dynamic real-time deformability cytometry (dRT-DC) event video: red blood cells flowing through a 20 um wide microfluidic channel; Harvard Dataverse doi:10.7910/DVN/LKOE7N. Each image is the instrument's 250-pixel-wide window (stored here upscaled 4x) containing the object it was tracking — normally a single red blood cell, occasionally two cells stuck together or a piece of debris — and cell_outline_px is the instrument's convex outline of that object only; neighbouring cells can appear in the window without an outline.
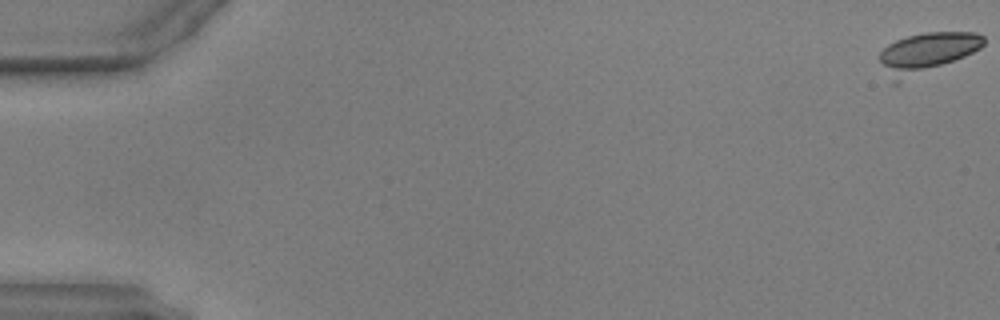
{"species": "common noctule bat (a hibernating species)", "species_latin": "Nyctalus noctula", "temperature_condition": "warm", "stored_images_in_passage": 48, "camera_frame_rate_fps": 3000, "um_per_image_px": 0.085, "animal": {"sex": "male", "body_mass_g": 17.9, "forearm_length_mm": 54.2}, "frame": {"image": 1, "passage_image": 1, "time_ms": 0.0, "image_size_px": [1000, 320], "cell_outline_px": [[984, 44], [980, 48], [964, 56], [900, 84], [892, 84], [880, 60], [880, 52], [888, 44], [896, 40], [908, 36], [924, 32], [976, 32], [984, 36]], "centroid_in_image_um": [78.73, 4.51], "position_along_channel_um": 6.3, "area_um2": 24.39}}
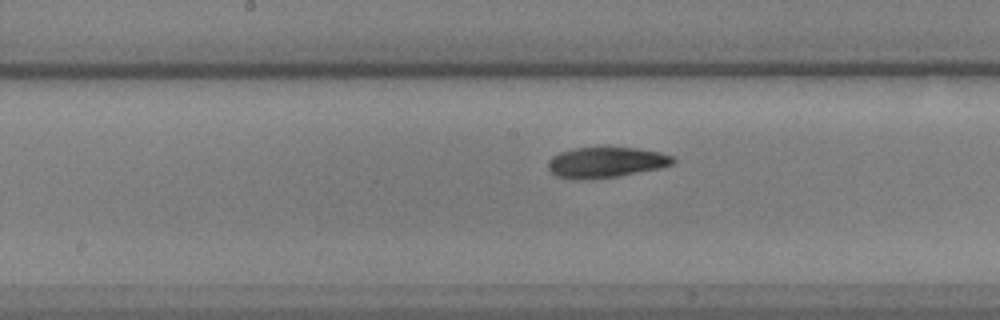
{"frame": {"image": 2, "passage_image": 28, "time_ms": 9.0, "image_size_px": [1000, 320], "cell_outline_px": [[676, 160], [672, 164], [660, 168], [616, 176], [592, 180], [572, 180], [556, 176], [548, 168], [548, 160], [552, 156], [560, 152], [576, 148], [636, 148], [660, 152], [672, 156]], "centroid_in_image_um": [51.47, 13.82], "position_along_channel_um": 196.7, "area_um2": 22.25}}
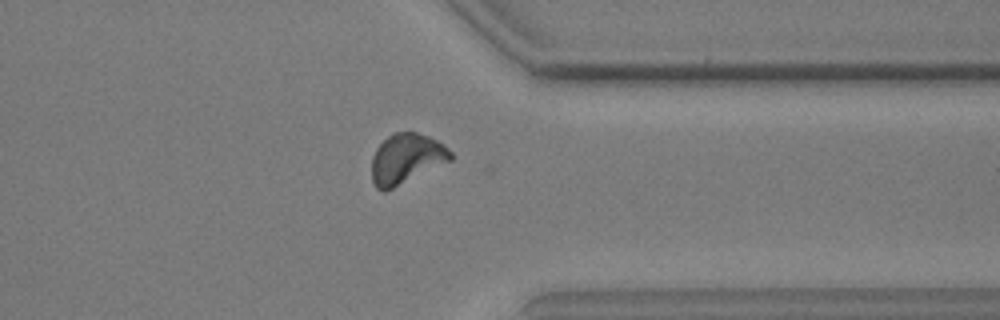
{"frame": {"image": 3, "passage_image": 42, "time_ms": 13.667, "image_size_px": [1000, 320], "cell_outline_px": [[452, 160], [384, 192], [376, 188], [372, 180], [372, 156], [376, 148], [388, 136], [396, 132], [416, 132], [428, 136], [444, 144], [452, 152]], "centroid_in_image_um": [34.53, 13.49], "position_along_channel_um": 376.9, "area_um2": 22.89}, "authors_computed_cell_mechanics": {"area_um2": 22.1663, "velocity_mm_per_s": 3.9427, "shape_relaxation_time_tau1_ms": 4.5502, "shape_relaxation_time_tau2_ms": 4.0035, "deformation_change_tau1": 0.1539, "deformation_change_tau2": 0.1029}}